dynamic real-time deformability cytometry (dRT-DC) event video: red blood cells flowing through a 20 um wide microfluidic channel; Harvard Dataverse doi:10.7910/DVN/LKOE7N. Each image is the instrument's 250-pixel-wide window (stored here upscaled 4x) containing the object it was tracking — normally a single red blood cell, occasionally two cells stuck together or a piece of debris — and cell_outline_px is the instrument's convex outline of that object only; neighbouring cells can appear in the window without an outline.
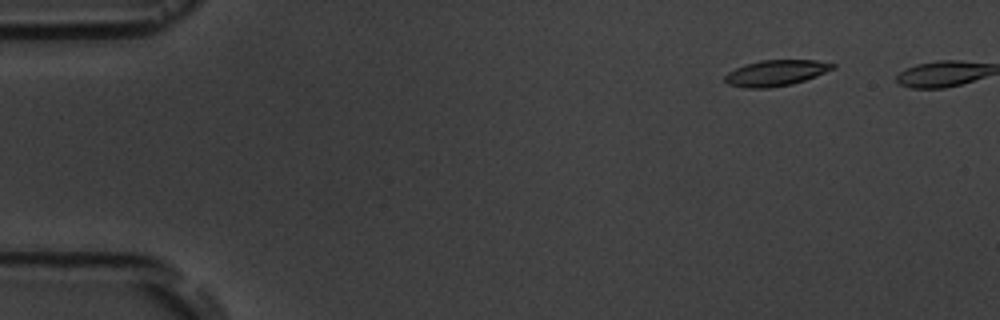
{"species": "common noctule bat (a hibernating species)", "species_latin": "Nyctalus noctula", "temperature_condition": "room temperature", "stored_images_in_passage": 3, "camera_frame_rate_fps": 3000, "um_per_image_px": 0.085, "animal": {"sex": "male", "body_mass_g": 19.5, "forearm_length_mm": 54.6}, "frame": {"image": 1, "passage_image": 2, "time_ms": 1.0, "image_size_px": [1000, 320], "cell_outline_px": [[836, 68], [816, 76], [792, 84], [768, 88], [744, 88], [728, 84], [724, 80], [724, 76], [728, 72], [744, 64], [760, 60], [816, 60], [836, 64]], "centroid_in_image_um": [65.94, 6.2], "position_along_channel_um": 19.1, "area_um2": 16.36}}